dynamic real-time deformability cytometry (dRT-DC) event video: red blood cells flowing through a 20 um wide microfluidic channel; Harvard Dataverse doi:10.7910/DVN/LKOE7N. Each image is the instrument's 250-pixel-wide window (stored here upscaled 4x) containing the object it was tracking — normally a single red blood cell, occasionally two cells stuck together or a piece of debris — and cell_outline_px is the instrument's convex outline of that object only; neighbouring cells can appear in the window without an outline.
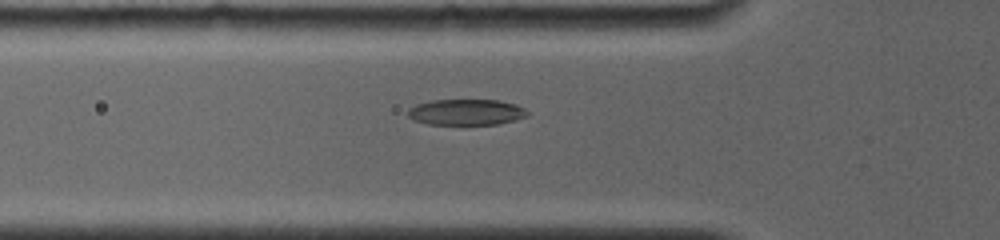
{"species": "common noctule bat (a hibernating species)", "species_latin": "Nyctalus noctula", "temperature_condition": "room temperature", "stored_images_in_passage": 47, "camera_frame_rate_fps": 4000, "um_per_image_px": 0.085, "animal": {"sex": "female", "body_mass_g": 19.0, "forearm_length_mm": 56.7}, "frame": {"image": 1, "passage_image": 3, "time_ms": 0.75, "image_size_px": [1000, 240], "cell_outline_px": [[528, 116], [516, 120], [500, 124], [428, 124], [412, 120], [408, 116], [408, 108], [416, 104], [432, 100], [496, 100], [516, 104], [524, 108], [528, 112]], "centroid_in_image_um": [39.63, 9.53], "position_along_channel_um": 86.2, "area_um2": 18.15}}
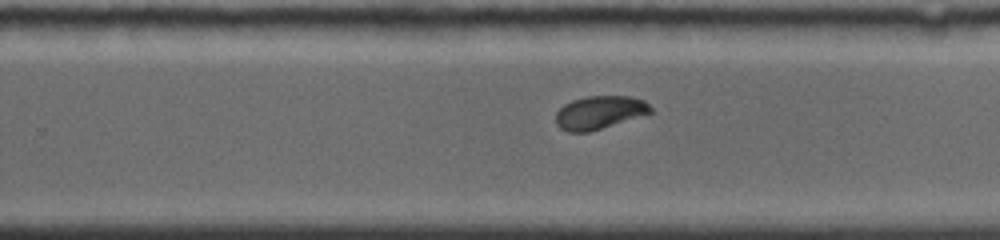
{"frame": {"image": 2, "passage_image": 24, "time_ms": 5.75, "image_size_px": [1000, 240], "cell_outline_px": [[652, 112], [588, 132], [568, 132], [560, 128], [556, 124], [556, 112], [564, 104], [572, 100], [588, 96], [628, 96], [644, 100], [652, 108]], "centroid_in_image_um": [50.92, 9.55], "position_along_channel_um": 278.9, "area_um2": 18.09}}
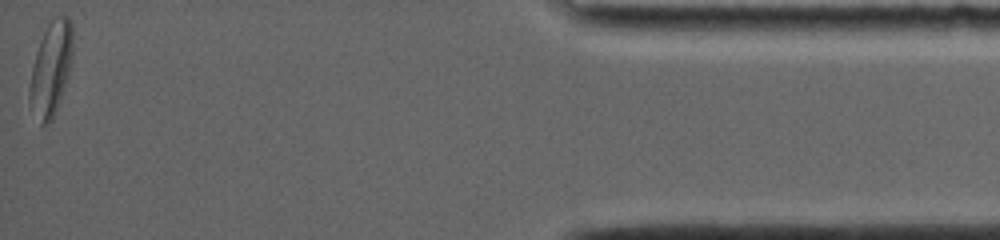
{"frame": {"image": 3, "passage_image": 47, "time_ms": 11.5, "image_size_px": [1000, 240], "cell_outline_px": [[72, 56], [68, 76], [60, 100], [52, 120], [48, 124], [40, 124], [28, 100], [28, 88], [32, 68], [36, 52], [40, 40], [48, 24], [56, 16], [68, 16], [72, 24]], "centroid_in_image_um": [4.32, 5.85], "position_along_channel_um": 430.9, "area_um2": 23.47}, "authors_computed_cell_mechanics": {"area_um2": 19.363, "velocity_mm_per_s": 3.8557, "shape_relaxation_time_tau1_ms": 4.1477, "shape_relaxation_time_tau2_ms": 2.6147, "deformation_change_tau1": 0.1642, "deformation_change_tau2": 0.0483}}